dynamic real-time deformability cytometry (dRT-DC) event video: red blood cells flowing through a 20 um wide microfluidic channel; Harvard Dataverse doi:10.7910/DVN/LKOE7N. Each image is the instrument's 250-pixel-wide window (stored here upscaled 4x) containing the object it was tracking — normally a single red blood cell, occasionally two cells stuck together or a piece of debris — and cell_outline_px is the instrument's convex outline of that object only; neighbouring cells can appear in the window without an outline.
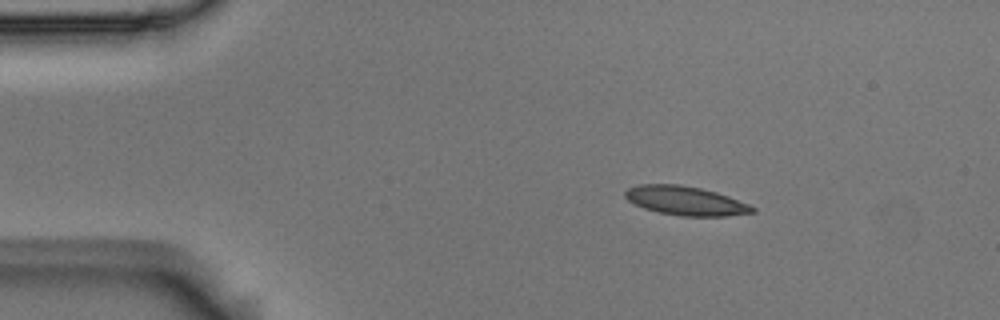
{"species": "Egyptian fruit bat (a non-hibernating species)", "species_latin": "Rousettus aegyptiacus", "temperature_condition": "room temperature", "stored_images_in_passage": 4, "camera_frame_rate_fps": 3000, "um_per_image_px": 0.085, "animal": {"sex": "male"}, "frame": {"image": 1, "passage_image": 2, "time_ms": 0.333, "image_size_px": [1000, 320], "cell_outline_px": [[756, 212], [728, 216], [680, 216], [660, 212], [644, 208], [628, 200], [624, 196], [624, 192], [628, 188], [640, 184], [680, 184], [700, 188], [716, 192], [752, 204], [756, 208]], "centroid_in_image_um": [58.32, 17.06], "position_along_channel_um": 26.7, "area_um2": 21.62}}